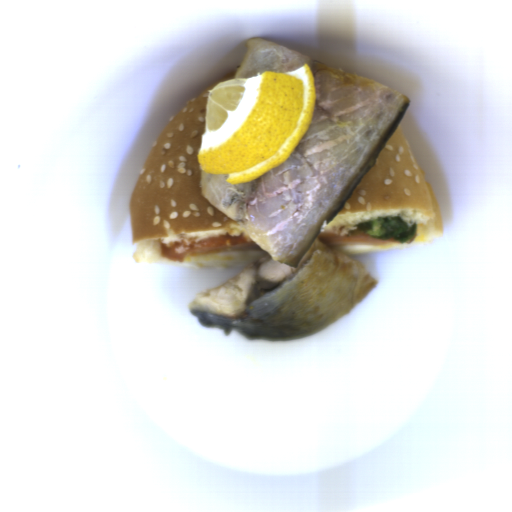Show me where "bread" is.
Wrapping results in <instances>:
<instances>
[{
    "label": "bread",
    "instance_id": "obj_1",
    "mask_svg": "<svg viewBox=\"0 0 512 512\" xmlns=\"http://www.w3.org/2000/svg\"><path fill=\"white\" fill-rule=\"evenodd\" d=\"M237 73L204 89L169 120L154 142L130 193V231L137 264L176 262L161 257V244L169 241L248 234L203 196L198 158L210 90L233 80Z\"/></svg>",
    "mask_w": 512,
    "mask_h": 512
},
{
    "label": "bread",
    "instance_id": "obj_2",
    "mask_svg": "<svg viewBox=\"0 0 512 512\" xmlns=\"http://www.w3.org/2000/svg\"><path fill=\"white\" fill-rule=\"evenodd\" d=\"M385 217L414 221L417 224L414 244L430 243L443 234L435 191L428 184L399 123L372 166L324 229Z\"/></svg>",
    "mask_w": 512,
    "mask_h": 512
},
{
    "label": "bread",
    "instance_id": "obj_3",
    "mask_svg": "<svg viewBox=\"0 0 512 512\" xmlns=\"http://www.w3.org/2000/svg\"><path fill=\"white\" fill-rule=\"evenodd\" d=\"M264 251H234L207 252L191 255L184 261L183 266L194 268H214L239 264H250L261 257Z\"/></svg>",
    "mask_w": 512,
    "mask_h": 512
},
{
    "label": "bread",
    "instance_id": "obj_4",
    "mask_svg": "<svg viewBox=\"0 0 512 512\" xmlns=\"http://www.w3.org/2000/svg\"><path fill=\"white\" fill-rule=\"evenodd\" d=\"M399 246V245H398ZM336 251L346 256L355 255L366 252L383 251L387 249L396 248L397 246H369V245H355V246H330Z\"/></svg>",
    "mask_w": 512,
    "mask_h": 512
}]
</instances>
